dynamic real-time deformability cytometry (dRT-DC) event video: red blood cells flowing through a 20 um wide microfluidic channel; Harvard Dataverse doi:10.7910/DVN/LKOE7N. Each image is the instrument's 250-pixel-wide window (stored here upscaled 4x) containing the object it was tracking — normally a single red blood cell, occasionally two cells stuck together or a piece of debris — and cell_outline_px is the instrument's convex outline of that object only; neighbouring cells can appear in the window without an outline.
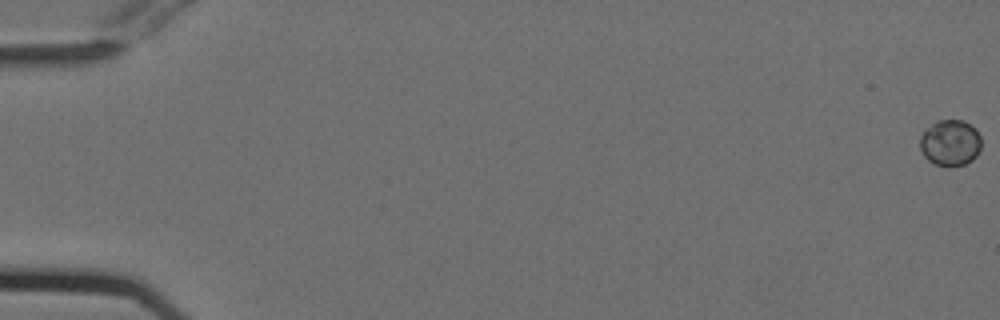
{"species": "Egyptian fruit bat (a non-hibernating species)", "species_latin": "Rousettus aegyptiacus", "temperature_condition": "cold", "stored_images_in_passage": 56, "camera_frame_rate_fps": 3000, "um_per_image_px": 0.085, "animal": {"sex": "female"}, "frame": {"image": 1, "passage_image": 1, "time_ms": 0.0, "image_size_px": [1000, 320], "cell_outline_px": [[980, 148], [976, 156], [972, 160], [964, 164], [948, 168], [936, 164], [928, 160], [924, 156], [920, 148], [920, 136], [936, 120], [964, 120], [976, 128], [980, 136]], "centroid_in_image_um": [80.78, 12.15], "position_along_channel_um": 4.2, "area_um2": 16.59}}
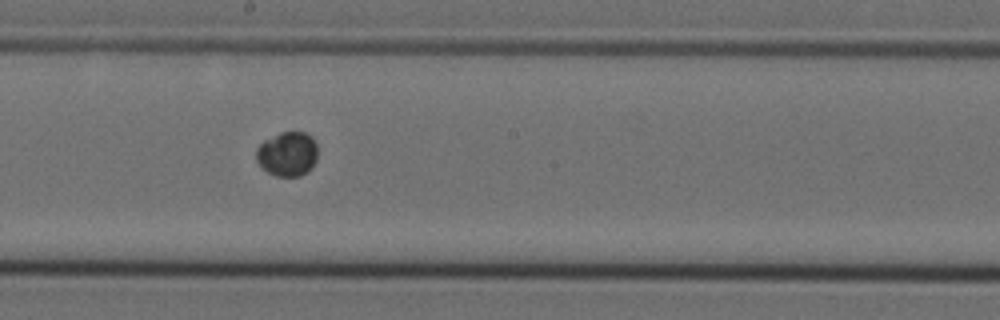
{"frame": {"image": 2, "passage_image": 32, "time_ms": 10.333, "image_size_px": [1000, 320], "cell_outline_px": [[316, 160], [312, 168], [308, 172], [300, 176], [276, 176], [268, 172], [256, 160], [256, 148], [264, 140], [280, 132], [304, 132], [312, 136], [316, 140]], "centroid_in_image_um": [24.45, 13.08], "position_along_channel_um": 223.8, "area_um2": 16.01}}
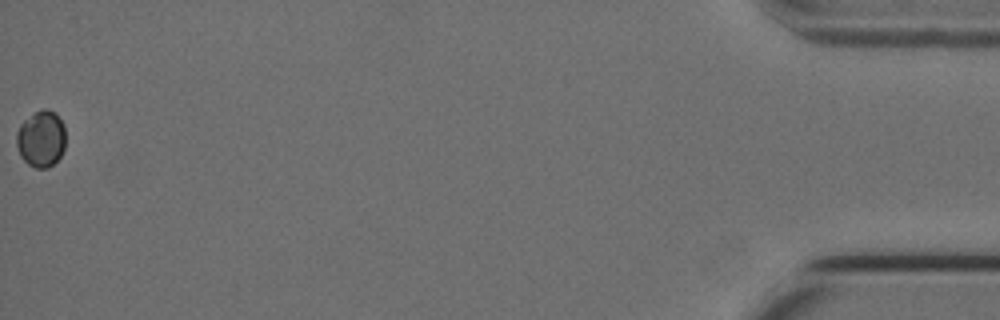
{"frame": {"image": 3, "passage_image": 56, "time_ms": 18.333, "image_size_px": [1000, 320], "cell_outline_px": [[64, 148], [60, 156], [48, 168], [36, 168], [28, 164], [20, 156], [16, 144], [16, 132], [20, 124], [32, 112], [40, 108], [48, 108], [56, 112], [64, 124]], "centroid_in_image_um": [3.48, 11.75], "position_along_channel_um": 431.7, "area_um2": 16.47}}